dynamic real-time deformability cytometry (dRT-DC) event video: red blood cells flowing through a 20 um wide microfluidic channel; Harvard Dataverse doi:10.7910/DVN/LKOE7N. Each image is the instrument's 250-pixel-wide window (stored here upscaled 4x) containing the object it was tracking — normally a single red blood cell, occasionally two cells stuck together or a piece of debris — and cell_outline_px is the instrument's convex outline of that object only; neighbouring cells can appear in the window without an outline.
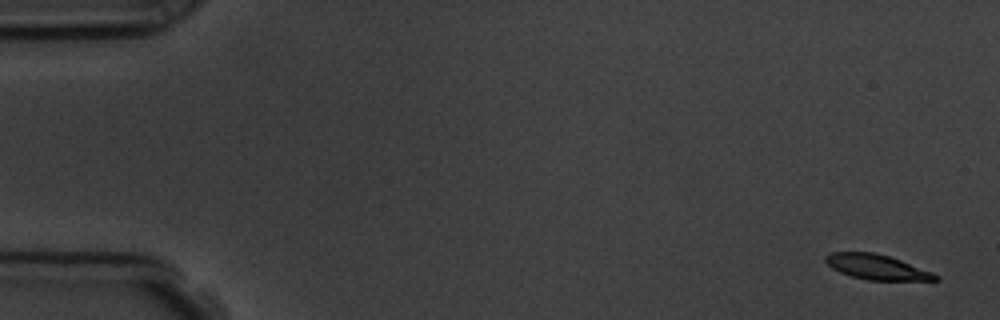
{"species": "common noctule bat (a hibernating species)", "species_latin": "Nyctalus noctula", "temperature_condition": "room temperature", "stored_images_in_passage": 5, "camera_frame_rate_fps": 3000, "um_per_image_px": 0.085, "animal": {"sex": "male", "body_mass_g": 19.5, "forearm_length_mm": 54.6}, "frame": {"image": 1, "passage_image": 1, "time_ms": 0.0, "image_size_px": [1000, 320], "cell_outline_px": [[940, 280], [868, 280], [852, 276], [840, 272], [832, 268], [824, 260], [824, 256], [832, 252], [876, 252], [900, 260], [932, 272], [940, 276]], "centroid_in_image_um": [74.52, 22.69], "position_along_channel_um": 10.5, "area_um2": 15.9}}
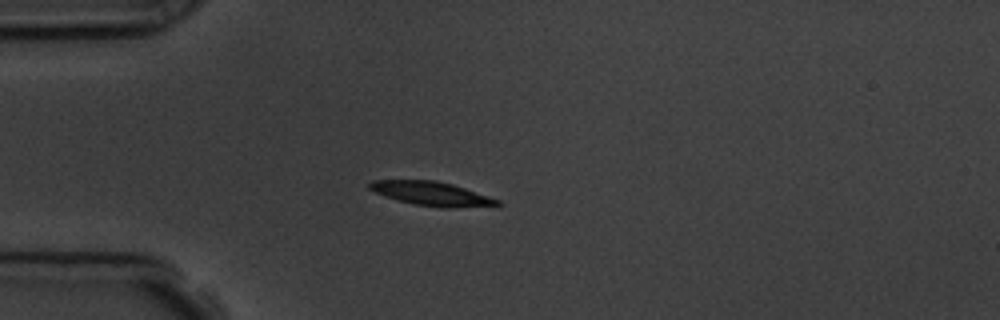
{"frame": {"image": 2, "passage_image": 4, "time_ms": 4.333, "image_size_px": [1000, 320], "cell_outline_px": [[504, 204], [452, 208], [440, 208], [412, 204], [376, 192], [368, 188], [368, 184], [372, 180], [436, 180], [452, 184], [500, 200]], "centroid_in_image_um": [36.69, 16.46], "position_along_channel_um": 48.3, "area_um2": 17.63}}